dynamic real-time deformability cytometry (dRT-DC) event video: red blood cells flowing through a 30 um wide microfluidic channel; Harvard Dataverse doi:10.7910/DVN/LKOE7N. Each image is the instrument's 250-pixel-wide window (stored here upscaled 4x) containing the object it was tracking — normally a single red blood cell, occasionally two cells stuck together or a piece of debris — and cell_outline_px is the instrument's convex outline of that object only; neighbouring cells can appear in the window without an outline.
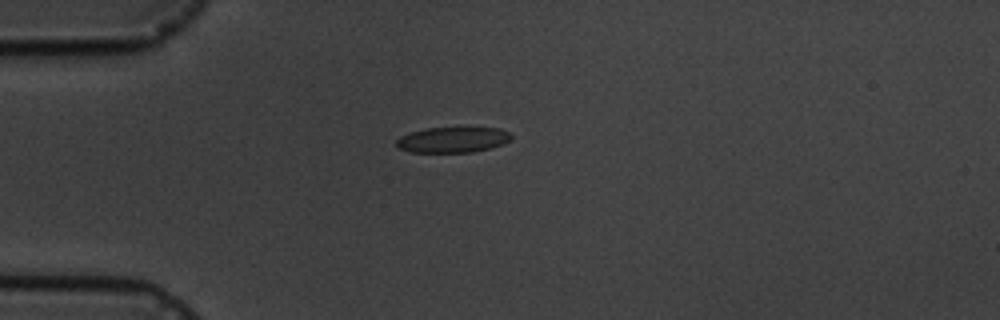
{"species": "common noctule bat (a hibernating species)", "species_latin": "Nyctalus noctula", "temperature_condition": "cold", "stored_images_in_passage": 4, "camera_frame_rate_fps": 3000, "um_per_image_px": 0.085, "animal": {"sex": "male", "body_mass_g": 19.5, "forearm_length_mm": 54.6}, "frame": {"image": 1, "passage_image": 2, "time_ms": 1.333, "image_size_px": [1000, 320], "cell_outline_px": [[512, 136], [504, 144], [492, 148], [472, 152], [412, 152], [400, 148], [396, 144], [396, 140], [400, 136], [424, 128], [500, 128], [508, 132]], "centroid_in_image_um": [38.49, 11.88], "position_along_channel_um": 46.5, "area_um2": 16.99}}
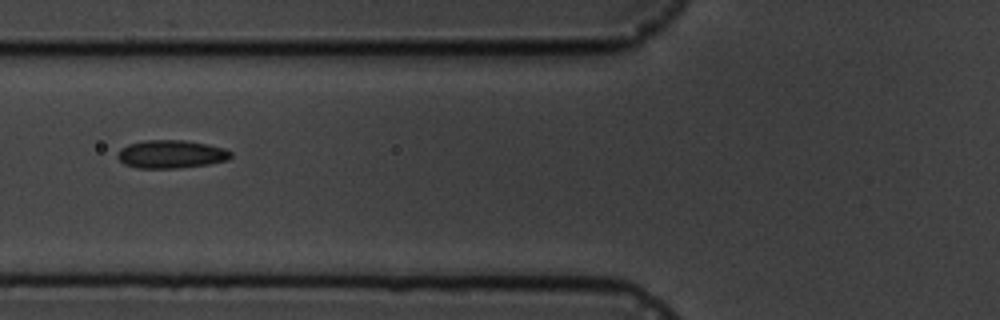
{"frame": {"image": 2, "passage_image": 4, "time_ms": 3.667, "image_size_px": [1000, 320], "cell_outline_px": [[232, 156], [228, 160], [208, 164], [176, 168], [136, 168], [124, 164], [116, 156], [120, 148], [128, 144], [144, 140], [184, 140], [208, 144], [224, 148], [232, 152]], "centroid_in_image_um": [14.53, 13.1], "position_along_channel_um": 111.3, "area_um2": 18.67}}